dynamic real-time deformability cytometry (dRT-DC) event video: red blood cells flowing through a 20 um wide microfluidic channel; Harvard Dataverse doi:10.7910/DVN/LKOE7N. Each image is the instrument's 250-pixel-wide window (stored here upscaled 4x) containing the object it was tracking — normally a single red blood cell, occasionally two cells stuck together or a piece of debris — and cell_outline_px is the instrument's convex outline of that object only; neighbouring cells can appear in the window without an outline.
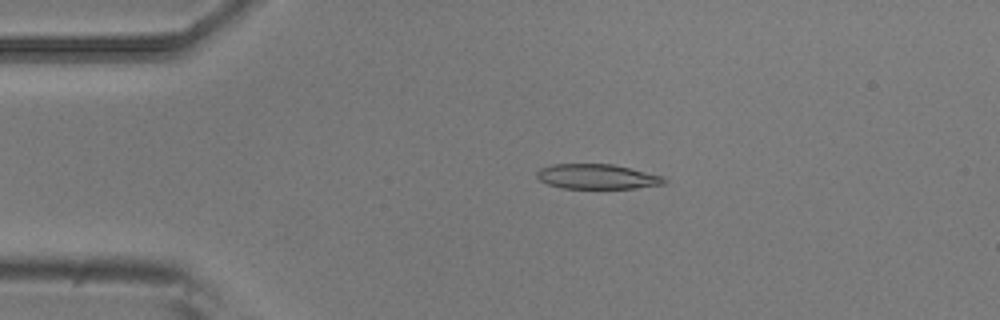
{"species": "common noctule bat (a hibernating species)", "species_latin": "Nyctalus noctula", "temperature_condition": "room temperature", "stored_images_in_passage": 4, "camera_frame_rate_fps": 3000, "um_per_image_px": 0.085, "animal": {"sex": "male", "body_mass_g": 20.5, "forearm_length_mm": 52.5}, "frame": {"image": 1, "passage_image": 2, "time_ms": 0.333, "image_size_px": [1000, 320], "cell_outline_px": [[664, 184], [636, 188], [564, 188], [548, 184], [540, 180], [536, 176], [536, 172], [540, 168], [552, 164], [612, 164], [660, 176], [664, 180]], "centroid_in_image_um": [50.67, 15.01], "position_along_channel_um": 34.3, "area_um2": 18.09}}
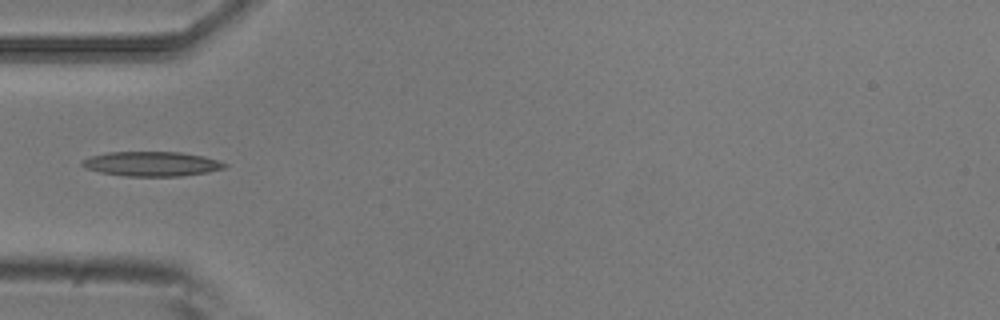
{"frame": {"image": 2, "passage_image": 4, "time_ms": 1.0, "image_size_px": [1000, 320], "cell_outline_px": [[228, 164], [224, 168], [208, 172], [180, 176], [124, 176], [100, 172], [84, 168], [80, 164], [80, 160], [88, 156], [108, 152], [180, 152], [204, 156]], "centroid_in_image_um": [12.83, 13.92], "position_along_channel_um": 72.2, "area_um2": 20.58}}